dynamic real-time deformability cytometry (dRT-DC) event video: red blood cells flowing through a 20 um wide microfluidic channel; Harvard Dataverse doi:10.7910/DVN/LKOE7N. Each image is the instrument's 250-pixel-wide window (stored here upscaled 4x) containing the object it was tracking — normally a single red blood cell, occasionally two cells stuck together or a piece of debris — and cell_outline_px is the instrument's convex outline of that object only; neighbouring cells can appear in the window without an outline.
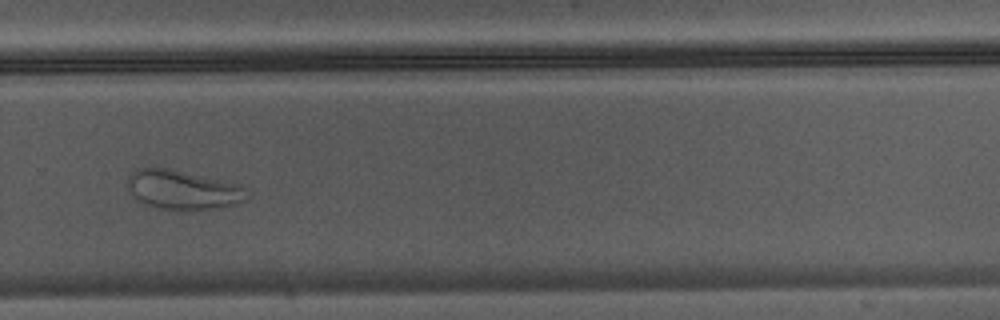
{"species": "Egyptian fruit bat (a non-hibernating species)", "species_latin": "Rousettus aegyptiacus", "temperature_condition": "warm", "stored_images_in_passage": 39, "camera_frame_rate_fps": 3000, "um_per_image_px": 0.085, "animal": {"sex": "male"}, "frame": {"image": 1, "passage_image": 24, "time_ms": 7.667, "image_size_px": [1000, 320], "cell_outline_px": [[248, 200], [236, 204], [220, 208], [184, 212], [160, 208], [144, 204], [128, 188], [128, 176], [136, 168], [168, 168], [236, 184], [244, 188], [248, 192]], "centroid_in_image_um": [15.57, 16.17], "position_along_channel_um": 314.2, "area_um2": 27.34}}